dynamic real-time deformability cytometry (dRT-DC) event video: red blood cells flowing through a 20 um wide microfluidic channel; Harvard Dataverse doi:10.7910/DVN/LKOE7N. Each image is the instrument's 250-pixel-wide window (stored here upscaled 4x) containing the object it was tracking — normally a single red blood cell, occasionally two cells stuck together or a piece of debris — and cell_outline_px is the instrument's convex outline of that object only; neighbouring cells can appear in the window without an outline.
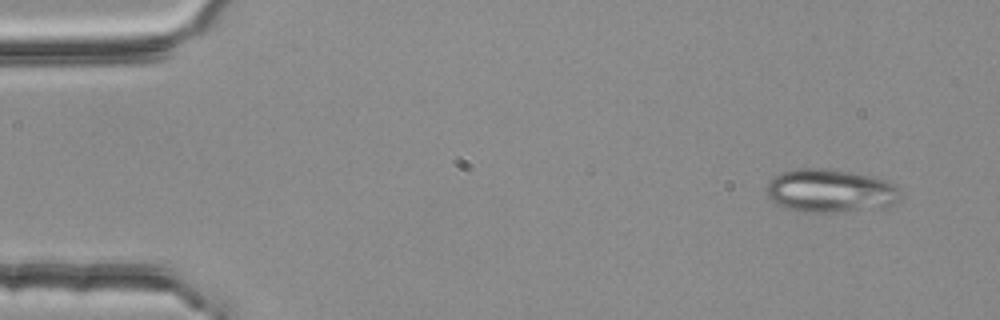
{"species": "common noctule bat (a hibernating species)", "species_latin": "Nyctalus noctula", "temperature_condition": "room temperature", "stored_images_in_passage": 4, "camera_frame_rate_fps": 3000, "um_per_image_px": 0.085, "animal": {"sex": "female", "body_mass_g": 25.1}, "frame": {"image": 1, "passage_image": 1, "time_ms": 0.0, "image_size_px": [1000, 320], "cell_outline_px": [[904, 196], [900, 200], [884, 208], [836, 212], [804, 212], [788, 208], [776, 204], [768, 196], [768, 180], [772, 176], [780, 172], [800, 168], [824, 168], [872, 176], [884, 180], [892, 184]], "centroid_in_image_um": [70.58, 16.22], "position_along_channel_um": 14.4, "area_um2": 33.87}}